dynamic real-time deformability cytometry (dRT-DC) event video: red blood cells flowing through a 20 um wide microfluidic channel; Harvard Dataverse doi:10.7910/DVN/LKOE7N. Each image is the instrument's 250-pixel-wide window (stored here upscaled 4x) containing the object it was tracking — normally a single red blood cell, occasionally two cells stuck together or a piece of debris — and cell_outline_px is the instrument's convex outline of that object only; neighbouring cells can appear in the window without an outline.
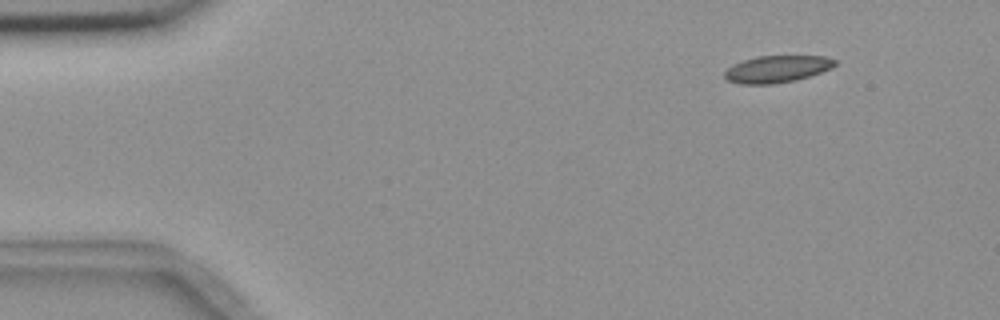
{"species": "common noctule bat (a hibernating species)", "species_latin": "Nyctalus noctula", "temperature_condition": "room temperature", "stored_images_in_passage": 4, "camera_frame_rate_fps": 3000, "um_per_image_px": 0.085, "animal": {"sex": "female", "body_mass_g": 18.4}, "frame": {"image": 1, "passage_image": 2, "time_ms": 1.0, "image_size_px": [1000, 320], "cell_outline_px": [[836, 64], [832, 68], [796, 80], [772, 84], [740, 84], [728, 80], [724, 76], [724, 72], [732, 64], [756, 56], [824, 56], [836, 60]], "centroid_in_image_um": [66.03, 5.86], "position_along_channel_um": 19.0, "area_um2": 17.28}}
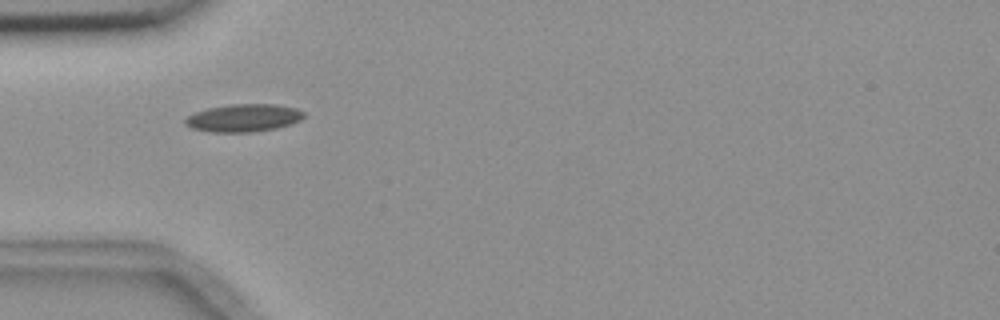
{"frame": {"image": 2, "passage_image": 4, "time_ms": 4.667, "image_size_px": [1000, 320], "cell_outline_px": [[304, 116], [300, 120], [292, 124], [276, 128], [252, 132], [208, 132], [192, 128], [184, 124], [184, 120], [188, 116], [196, 112], [208, 108], [232, 104], [276, 104], [296, 108], [304, 112]], "centroid_in_image_um": [20.71, 10.02], "position_along_channel_um": 64.3, "area_um2": 19.19}}